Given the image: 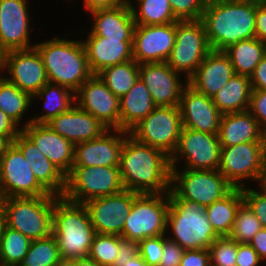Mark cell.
I'll use <instances>...</instances> for the list:
<instances>
[{
	"label": "cell",
	"instance_id": "6da1fadb",
	"mask_svg": "<svg viewBox=\"0 0 266 266\" xmlns=\"http://www.w3.org/2000/svg\"><path fill=\"white\" fill-rule=\"evenodd\" d=\"M119 171L124 188L131 192L163 194L170 191V157L160 149L138 142L129 134L122 147Z\"/></svg>",
	"mask_w": 266,
	"mask_h": 266
},
{
	"label": "cell",
	"instance_id": "7a4b0ae2",
	"mask_svg": "<svg viewBox=\"0 0 266 266\" xmlns=\"http://www.w3.org/2000/svg\"><path fill=\"white\" fill-rule=\"evenodd\" d=\"M257 4L247 0H207L201 20L211 49L224 51L241 40L255 38Z\"/></svg>",
	"mask_w": 266,
	"mask_h": 266
},
{
	"label": "cell",
	"instance_id": "3957f363",
	"mask_svg": "<svg viewBox=\"0 0 266 266\" xmlns=\"http://www.w3.org/2000/svg\"><path fill=\"white\" fill-rule=\"evenodd\" d=\"M45 67L48 82L76 92L93 74L82 41L59 37L34 44Z\"/></svg>",
	"mask_w": 266,
	"mask_h": 266
},
{
	"label": "cell",
	"instance_id": "277c9868",
	"mask_svg": "<svg viewBox=\"0 0 266 266\" xmlns=\"http://www.w3.org/2000/svg\"><path fill=\"white\" fill-rule=\"evenodd\" d=\"M52 234L63 261L88 257L96 231L87 207L59 197L54 202Z\"/></svg>",
	"mask_w": 266,
	"mask_h": 266
},
{
	"label": "cell",
	"instance_id": "5b68a950",
	"mask_svg": "<svg viewBox=\"0 0 266 266\" xmlns=\"http://www.w3.org/2000/svg\"><path fill=\"white\" fill-rule=\"evenodd\" d=\"M168 195L166 225L167 228L171 227L174 234L168 239L178 243L184 250L208 249L220 236L208 220L204 207L180 198L171 188Z\"/></svg>",
	"mask_w": 266,
	"mask_h": 266
},
{
	"label": "cell",
	"instance_id": "8992f818",
	"mask_svg": "<svg viewBox=\"0 0 266 266\" xmlns=\"http://www.w3.org/2000/svg\"><path fill=\"white\" fill-rule=\"evenodd\" d=\"M58 196L10 197L0 199L5 225L31 240L52 234L54 202Z\"/></svg>",
	"mask_w": 266,
	"mask_h": 266
},
{
	"label": "cell",
	"instance_id": "52a82bcc",
	"mask_svg": "<svg viewBox=\"0 0 266 266\" xmlns=\"http://www.w3.org/2000/svg\"><path fill=\"white\" fill-rule=\"evenodd\" d=\"M119 167H72L66 175V186L62 197L66 200L84 204L98 198L123 191Z\"/></svg>",
	"mask_w": 266,
	"mask_h": 266
},
{
	"label": "cell",
	"instance_id": "ba28073f",
	"mask_svg": "<svg viewBox=\"0 0 266 266\" xmlns=\"http://www.w3.org/2000/svg\"><path fill=\"white\" fill-rule=\"evenodd\" d=\"M219 172L234 188H243L244 179H254L265 184L266 181V143L247 142L221 147ZM239 181V182H238Z\"/></svg>",
	"mask_w": 266,
	"mask_h": 266
},
{
	"label": "cell",
	"instance_id": "9c48e42d",
	"mask_svg": "<svg viewBox=\"0 0 266 266\" xmlns=\"http://www.w3.org/2000/svg\"><path fill=\"white\" fill-rule=\"evenodd\" d=\"M168 210V193L139 194L133 200L120 236L130 241H141L145 238L164 235L167 229Z\"/></svg>",
	"mask_w": 266,
	"mask_h": 266
},
{
	"label": "cell",
	"instance_id": "30bf717a",
	"mask_svg": "<svg viewBox=\"0 0 266 266\" xmlns=\"http://www.w3.org/2000/svg\"><path fill=\"white\" fill-rule=\"evenodd\" d=\"M170 184V188L180 198L200 207L211 205L234 189L219 170L184 169L179 172L176 167L171 168Z\"/></svg>",
	"mask_w": 266,
	"mask_h": 266
},
{
	"label": "cell",
	"instance_id": "8fae6325",
	"mask_svg": "<svg viewBox=\"0 0 266 266\" xmlns=\"http://www.w3.org/2000/svg\"><path fill=\"white\" fill-rule=\"evenodd\" d=\"M182 128L179 106H156L129 131V135L170 157L177 147Z\"/></svg>",
	"mask_w": 266,
	"mask_h": 266
},
{
	"label": "cell",
	"instance_id": "7c38bea8",
	"mask_svg": "<svg viewBox=\"0 0 266 266\" xmlns=\"http://www.w3.org/2000/svg\"><path fill=\"white\" fill-rule=\"evenodd\" d=\"M211 50L201 19L177 21L174 46L166 62L175 72L186 73L188 81Z\"/></svg>",
	"mask_w": 266,
	"mask_h": 266
},
{
	"label": "cell",
	"instance_id": "4fadbf2b",
	"mask_svg": "<svg viewBox=\"0 0 266 266\" xmlns=\"http://www.w3.org/2000/svg\"><path fill=\"white\" fill-rule=\"evenodd\" d=\"M28 163L14 143L7 148L0 159V199L55 196L38 183Z\"/></svg>",
	"mask_w": 266,
	"mask_h": 266
},
{
	"label": "cell",
	"instance_id": "5bb4252c",
	"mask_svg": "<svg viewBox=\"0 0 266 266\" xmlns=\"http://www.w3.org/2000/svg\"><path fill=\"white\" fill-rule=\"evenodd\" d=\"M221 145L218 135L183 127L175 151L170 156L171 168L179 158L185 159L186 169L218 170Z\"/></svg>",
	"mask_w": 266,
	"mask_h": 266
},
{
	"label": "cell",
	"instance_id": "9a60e30c",
	"mask_svg": "<svg viewBox=\"0 0 266 266\" xmlns=\"http://www.w3.org/2000/svg\"><path fill=\"white\" fill-rule=\"evenodd\" d=\"M78 98L80 99L77 100ZM75 103L98 119L107 129L111 128V132L120 129V99L98 75H92L75 92Z\"/></svg>",
	"mask_w": 266,
	"mask_h": 266
},
{
	"label": "cell",
	"instance_id": "2e32d148",
	"mask_svg": "<svg viewBox=\"0 0 266 266\" xmlns=\"http://www.w3.org/2000/svg\"><path fill=\"white\" fill-rule=\"evenodd\" d=\"M138 193L127 189L110 196L98 197L84 203L96 234L121 235L126 217Z\"/></svg>",
	"mask_w": 266,
	"mask_h": 266
},
{
	"label": "cell",
	"instance_id": "e0dca14e",
	"mask_svg": "<svg viewBox=\"0 0 266 266\" xmlns=\"http://www.w3.org/2000/svg\"><path fill=\"white\" fill-rule=\"evenodd\" d=\"M176 22L164 25H135L133 59L142 63L166 62L174 46Z\"/></svg>",
	"mask_w": 266,
	"mask_h": 266
},
{
	"label": "cell",
	"instance_id": "ac0fdd59",
	"mask_svg": "<svg viewBox=\"0 0 266 266\" xmlns=\"http://www.w3.org/2000/svg\"><path fill=\"white\" fill-rule=\"evenodd\" d=\"M109 132L110 129L99 138L75 144L72 167H119L122 147L129 132L120 129H115L114 135Z\"/></svg>",
	"mask_w": 266,
	"mask_h": 266
},
{
	"label": "cell",
	"instance_id": "d6986e66",
	"mask_svg": "<svg viewBox=\"0 0 266 266\" xmlns=\"http://www.w3.org/2000/svg\"><path fill=\"white\" fill-rule=\"evenodd\" d=\"M183 127L218 135L222 114L213 99L197 92L186 81L179 104Z\"/></svg>",
	"mask_w": 266,
	"mask_h": 266
},
{
	"label": "cell",
	"instance_id": "ffe728a7",
	"mask_svg": "<svg viewBox=\"0 0 266 266\" xmlns=\"http://www.w3.org/2000/svg\"><path fill=\"white\" fill-rule=\"evenodd\" d=\"M139 77L147 86L156 106H179L186 85L180 82L179 74L167 62L140 64Z\"/></svg>",
	"mask_w": 266,
	"mask_h": 266
},
{
	"label": "cell",
	"instance_id": "44dd1931",
	"mask_svg": "<svg viewBox=\"0 0 266 266\" xmlns=\"http://www.w3.org/2000/svg\"><path fill=\"white\" fill-rule=\"evenodd\" d=\"M6 69L10 76L5 78L31 96L48 82L39 52L34 47L10 50L7 55Z\"/></svg>",
	"mask_w": 266,
	"mask_h": 266
},
{
	"label": "cell",
	"instance_id": "7402d4cb",
	"mask_svg": "<svg viewBox=\"0 0 266 266\" xmlns=\"http://www.w3.org/2000/svg\"><path fill=\"white\" fill-rule=\"evenodd\" d=\"M27 6L26 0H0V44L8 51L34 47Z\"/></svg>",
	"mask_w": 266,
	"mask_h": 266
},
{
	"label": "cell",
	"instance_id": "603a6c76",
	"mask_svg": "<svg viewBox=\"0 0 266 266\" xmlns=\"http://www.w3.org/2000/svg\"><path fill=\"white\" fill-rule=\"evenodd\" d=\"M21 131L65 176L74 162V145L54 132L46 123H30Z\"/></svg>",
	"mask_w": 266,
	"mask_h": 266
},
{
	"label": "cell",
	"instance_id": "cb8c5ba5",
	"mask_svg": "<svg viewBox=\"0 0 266 266\" xmlns=\"http://www.w3.org/2000/svg\"><path fill=\"white\" fill-rule=\"evenodd\" d=\"M46 124L73 145L99 138L108 130L98 119L77 105L60 113Z\"/></svg>",
	"mask_w": 266,
	"mask_h": 266
},
{
	"label": "cell",
	"instance_id": "d4e9b609",
	"mask_svg": "<svg viewBox=\"0 0 266 266\" xmlns=\"http://www.w3.org/2000/svg\"><path fill=\"white\" fill-rule=\"evenodd\" d=\"M132 41L133 39H109L90 32L82 42L91 73L97 75L106 67L133 60Z\"/></svg>",
	"mask_w": 266,
	"mask_h": 266
},
{
	"label": "cell",
	"instance_id": "484cf974",
	"mask_svg": "<svg viewBox=\"0 0 266 266\" xmlns=\"http://www.w3.org/2000/svg\"><path fill=\"white\" fill-rule=\"evenodd\" d=\"M13 143L29 162L38 183L49 194L62 197L66 186V176L37 149L22 131L13 140Z\"/></svg>",
	"mask_w": 266,
	"mask_h": 266
},
{
	"label": "cell",
	"instance_id": "4316f807",
	"mask_svg": "<svg viewBox=\"0 0 266 266\" xmlns=\"http://www.w3.org/2000/svg\"><path fill=\"white\" fill-rule=\"evenodd\" d=\"M234 74L232 63L224 51L211 50L188 84L197 92L212 98Z\"/></svg>",
	"mask_w": 266,
	"mask_h": 266
},
{
	"label": "cell",
	"instance_id": "83f0119b",
	"mask_svg": "<svg viewBox=\"0 0 266 266\" xmlns=\"http://www.w3.org/2000/svg\"><path fill=\"white\" fill-rule=\"evenodd\" d=\"M218 139L221 147H230L247 142H265V134L258 120L246 110L221 116Z\"/></svg>",
	"mask_w": 266,
	"mask_h": 266
},
{
	"label": "cell",
	"instance_id": "f1b7e54d",
	"mask_svg": "<svg viewBox=\"0 0 266 266\" xmlns=\"http://www.w3.org/2000/svg\"><path fill=\"white\" fill-rule=\"evenodd\" d=\"M94 23L91 32L109 39H133L135 21L130 5L97 9L90 12Z\"/></svg>",
	"mask_w": 266,
	"mask_h": 266
},
{
	"label": "cell",
	"instance_id": "f546056e",
	"mask_svg": "<svg viewBox=\"0 0 266 266\" xmlns=\"http://www.w3.org/2000/svg\"><path fill=\"white\" fill-rule=\"evenodd\" d=\"M120 130L129 132L142 121L156 105L142 79L138 77L133 87L120 98Z\"/></svg>",
	"mask_w": 266,
	"mask_h": 266
},
{
	"label": "cell",
	"instance_id": "4dcf8cb0",
	"mask_svg": "<svg viewBox=\"0 0 266 266\" xmlns=\"http://www.w3.org/2000/svg\"><path fill=\"white\" fill-rule=\"evenodd\" d=\"M251 92L250 78L234 74L212 99L222 115L242 112L249 110Z\"/></svg>",
	"mask_w": 266,
	"mask_h": 266
},
{
	"label": "cell",
	"instance_id": "1f68e13d",
	"mask_svg": "<svg viewBox=\"0 0 266 266\" xmlns=\"http://www.w3.org/2000/svg\"><path fill=\"white\" fill-rule=\"evenodd\" d=\"M243 202L242 188H234L224 198L204 207L208 220L220 237L230 235L236 212Z\"/></svg>",
	"mask_w": 266,
	"mask_h": 266
},
{
	"label": "cell",
	"instance_id": "d6a6232c",
	"mask_svg": "<svg viewBox=\"0 0 266 266\" xmlns=\"http://www.w3.org/2000/svg\"><path fill=\"white\" fill-rule=\"evenodd\" d=\"M70 91V92H69ZM44 97L45 113L24 124L23 127L32 123H47L60 113L69 110L75 103V92L70 88L47 82L32 98ZM72 104V105H71Z\"/></svg>",
	"mask_w": 266,
	"mask_h": 266
},
{
	"label": "cell",
	"instance_id": "836d02e7",
	"mask_svg": "<svg viewBox=\"0 0 266 266\" xmlns=\"http://www.w3.org/2000/svg\"><path fill=\"white\" fill-rule=\"evenodd\" d=\"M235 74L250 77L257 64L264 58V43L256 37L241 40L224 50Z\"/></svg>",
	"mask_w": 266,
	"mask_h": 266
},
{
	"label": "cell",
	"instance_id": "e575fe53",
	"mask_svg": "<svg viewBox=\"0 0 266 266\" xmlns=\"http://www.w3.org/2000/svg\"><path fill=\"white\" fill-rule=\"evenodd\" d=\"M106 86L120 99L133 87L139 77V64L133 59L104 68L97 74Z\"/></svg>",
	"mask_w": 266,
	"mask_h": 266
},
{
	"label": "cell",
	"instance_id": "d590c367",
	"mask_svg": "<svg viewBox=\"0 0 266 266\" xmlns=\"http://www.w3.org/2000/svg\"><path fill=\"white\" fill-rule=\"evenodd\" d=\"M137 3L139 10L130 3L135 25H164L179 21L169 0H137Z\"/></svg>",
	"mask_w": 266,
	"mask_h": 266
},
{
	"label": "cell",
	"instance_id": "8d00e7d4",
	"mask_svg": "<svg viewBox=\"0 0 266 266\" xmlns=\"http://www.w3.org/2000/svg\"><path fill=\"white\" fill-rule=\"evenodd\" d=\"M32 99L30 94L20 90L5 77L0 79V109L17 125L31 106Z\"/></svg>",
	"mask_w": 266,
	"mask_h": 266
},
{
	"label": "cell",
	"instance_id": "74e56055",
	"mask_svg": "<svg viewBox=\"0 0 266 266\" xmlns=\"http://www.w3.org/2000/svg\"><path fill=\"white\" fill-rule=\"evenodd\" d=\"M32 240L4 225L0 237V266H18Z\"/></svg>",
	"mask_w": 266,
	"mask_h": 266
},
{
	"label": "cell",
	"instance_id": "f35d334b",
	"mask_svg": "<svg viewBox=\"0 0 266 266\" xmlns=\"http://www.w3.org/2000/svg\"><path fill=\"white\" fill-rule=\"evenodd\" d=\"M63 260L53 234L32 240L27 254L18 266H56Z\"/></svg>",
	"mask_w": 266,
	"mask_h": 266
},
{
	"label": "cell",
	"instance_id": "ab89813d",
	"mask_svg": "<svg viewBox=\"0 0 266 266\" xmlns=\"http://www.w3.org/2000/svg\"><path fill=\"white\" fill-rule=\"evenodd\" d=\"M262 228L254 212L243 202L236 212L234 225L229 237L237 243H249L253 236Z\"/></svg>",
	"mask_w": 266,
	"mask_h": 266
},
{
	"label": "cell",
	"instance_id": "60d3db41",
	"mask_svg": "<svg viewBox=\"0 0 266 266\" xmlns=\"http://www.w3.org/2000/svg\"><path fill=\"white\" fill-rule=\"evenodd\" d=\"M121 238L114 234H96L88 257L102 266H114L118 255V241Z\"/></svg>",
	"mask_w": 266,
	"mask_h": 266
},
{
	"label": "cell",
	"instance_id": "b9f144b4",
	"mask_svg": "<svg viewBox=\"0 0 266 266\" xmlns=\"http://www.w3.org/2000/svg\"><path fill=\"white\" fill-rule=\"evenodd\" d=\"M208 250L211 264L215 266H236L237 242L229 236L214 240Z\"/></svg>",
	"mask_w": 266,
	"mask_h": 266
},
{
	"label": "cell",
	"instance_id": "7bdbcfd3",
	"mask_svg": "<svg viewBox=\"0 0 266 266\" xmlns=\"http://www.w3.org/2000/svg\"><path fill=\"white\" fill-rule=\"evenodd\" d=\"M174 16L179 21L202 19L207 0H169Z\"/></svg>",
	"mask_w": 266,
	"mask_h": 266
},
{
	"label": "cell",
	"instance_id": "ee69618b",
	"mask_svg": "<svg viewBox=\"0 0 266 266\" xmlns=\"http://www.w3.org/2000/svg\"><path fill=\"white\" fill-rule=\"evenodd\" d=\"M261 192L249 189L246 186L242 188L244 202L254 212L263 228H266V185H261Z\"/></svg>",
	"mask_w": 266,
	"mask_h": 266
},
{
	"label": "cell",
	"instance_id": "f6af8a7d",
	"mask_svg": "<svg viewBox=\"0 0 266 266\" xmlns=\"http://www.w3.org/2000/svg\"><path fill=\"white\" fill-rule=\"evenodd\" d=\"M140 256L149 266H159L164 249V235L139 241Z\"/></svg>",
	"mask_w": 266,
	"mask_h": 266
},
{
	"label": "cell",
	"instance_id": "bcb514c9",
	"mask_svg": "<svg viewBox=\"0 0 266 266\" xmlns=\"http://www.w3.org/2000/svg\"><path fill=\"white\" fill-rule=\"evenodd\" d=\"M249 111L266 134V90H252Z\"/></svg>",
	"mask_w": 266,
	"mask_h": 266
},
{
	"label": "cell",
	"instance_id": "7dc6e473",
	"mask_svg": "<svg viewBox=\"0 0 266 266\" xmlns=\"http://www.w3.org/2000/svg\"><path fill=\"white\" fill-rule=\"evenodd\" d=\"M164 234V249L159 266H180L184 249L176 242L166 238Z\"/></svg>",
	"mask_w": 266,
	"mask_h": 266
},
{
	"label": "cell",
	"instance_id": "c3c4849f",
	"mask_svg": "<svg viewBox=\"0 0 266 266\" xmlns=\"http://www.w3.org/2000/svg\"><path fill=\"white\" fill-rule=\"evenodd\" d=\"M114 266H124L126 261L140 255L139 241H130L121 238L118 241V253Z\"/></svg>",
	"mask_w": 266,
	"mask_h": 266
},
{
	"label": "cell",
	"instance_id": "681fc988",
	"mask_svg": "<svg viewBox=\"0 0 266 266\" xmlns=\"http://www.w3.org/2000/svg\"><path fill=\"white\" fill-rule=\"evenodd\" d=\"M261 261L249 243H237L236 266H259Z\"/></svg>",
	"mask_w": 266,
	"mask_h": 266
},
{
	"label": "cell",
	"instance_id": "f907efd6",
	"mask_svg": "<svg viewBox=\"0 0 266 266\" xmlns=\"http://www.w3.org/2000/svg\"><path fill=\"white\" fill-rule=\"evenodd\" d=\"M210 263L208 249L185 250L180 266H207Z\"/></svg>",
	"mask_w": 266,
	"mask_h": 266
},
{
	"label": "cell",
	"instance_id": "816d5d0a",
	"mask_svg": "<svg viewBox=\"0 0 266 266\" xmlns=\"http://www.w3.org/2000/svg\"><path fill=\"white\" fill-rule=\"evenodd\" d=\"M255 37L266 42V2H258L256 7Z\"/></svg>",
	"mask_w": 266,
	"mask_h": 266
},
{
	"label": "cell",
	"instance_id": "f5cc1de1",
	"mask_svg": "<svg viewBox=\"0 0 266 266\" xmlns=\"http://www.w3.org/2000/svg\"><path fill=\"white\" fill-rule=\"evenodd\" d=\"M21 128L0 109V136L8 138L12 143Z\"/></svg>",
	"mask_w": 266,
	"mask_h": 266
},
{
	"label": "cell",
	"instance_id": "db71d44e",
	"mask_svg": "<svg viewBox=\"0 0 266 266\" xmlns=\"http://www.w3.org/2000/svg\"><path fill=\"white\" fill-rule=\"evenodd\" d=\"M252 90H266V57L257 64L249 77Z\"/></svg>",
	"mask_w": 266,
	"mask_h": 266
},
{
	"label": "cell",
	"instance_id": "11a10c76",
	"mask_svg": "<svg viewBox=\"0 0 266 266\" xmlns=\"http://www.w3.org/2000/svg\"><path fill=\"white\" fill-rule=\"evenodd\" d=\"M85 8L90 12L97 9L115 8L124 4L130 5V0H85Z\"/></svg>",
	"mask_w": 266,
	"mask_h": 266
},
{
	"label": "cell",
	"instance_id": "9f6ffc18",
	"mask_svg": "<svg viewBox=\"0 0 266 266\" xmlns=\"http://www.w3.org/2000/svg\"><path fill=\"white\" fill-rule=\"evenodd\" d=\"M252 248L258 253L259 258L266 260V228L258 231L249 242Z\"/></svg>",
	"mask_w": 266,
	"mask_h": 266
},
{
	"label": "cell",
	"instance_id": "6f0895ef",
	"mask_svg": "<svg viewBox=\"0 0 266 266\" xmlns=\"http://www.w3.org/2000/svg\"><path fill=\"white\" fill-rule=\"evenodd\" d=\"M71 266H102L89 257L71 260Z\"/></svg>",
	"mask_w": 266,
	"mask_h": 266
},
{
	"label": "cell",
	"instance_id": "680465c9",
	"mask_svg": "<svg viewBox=\"0 0 266 266\" xmlns=\"http://www.w3.org/2000/svg\"><path fill=\"white\" fill-rule=\"evenodd\" d=\"M8 50L0 44V70L3 71L7 70L6 65H7V55H8ZM1 73V72H0ZM0 79H3V76L0 75Z\"/></svg>",
	"mask_w": 266,
	"mask_h": 266
},
{
	"label": "cell",
	"instance_id": "91938a15",
	"mask_svg": "<svg viewBox=\"0 0 266 266\" xmlns=\"http://www.w3.org/2000/svg\"><path fill=\"white\" fill-rule=\"evenodd\" d=\"M124 266H149L144 259L140 256H134L130 260L126 261Z\"/></svg>",
	"mask_w": 266,
	"mask_h": 266
},
{
	"label": "cell",
	"instance_id": "94428289",
	"mask_svg": "<svg viewBox=\"0 0 266 266\" xmlns=\"http://www.w3.org/2000/svg\"><path fill=\"white\" fill-rule=\"evenodd\" d=\"M11 144H12V142L8 138L0 136V159L5 154L7 148Z\"/></svg>",
	"mask_w": 266,
	"mask_h": 266
},
{
	"label": "cell",
	"instance_id": "6125c7cd",
	"mask_svg": "<svg viewBox=\"0 0 266 266\" xmlns=\"http://www.w3.org/2000/svg\"><path fill=\"white\" fill-rule=\"evenodd\" d=\"M4 225H5V216H4L3 208L0 204V237H1L2 229Z\"/></svg>",
	"mask_w": 266,
	"mask_h": 266
},
{
	"label": "cell",
	"instance_id": "be15d7a7",
	"mask_svg": "<svg viewBox=\"0 0 266 266\" xmlns=\"http://www.w3.org/2000/svg\"><path fill=\"white\" fill-rule=\"evenodd\" d=\"M56 266H71V260H69V261H62L61 263H59Z\"/></svg>",
	"mask_w": 266,
	"mask_h": 266
},
{
	"label": "cell",
	"instance_id": "e7e4bbea",
	"mask_svg": "<svg viewBox=\"0 0 266 266\" xmlns=\"http://www.w3.org/2000/svg\"><path fill=\"white\" fill-rule=\"evenodd\" d=\"M247 1L266 2V0H247Z\"/></svg>",
	"mask_w": 266,
	"mask_h": 266
},
{
	"label": "cell",
	"instance_id": "03108f58",
	"mask_svg": "<svg viewBox=\"0 0 266 266\" xmlns=\"http://www.w3.org/2000/svg\"><path fill=\"white\" fill-rule=\"evenodd\" d=\"M264 52H265V57H266V42L264 43Z\"/></svg>",
	"mask_w": 266,
	"mask_h": 266
}]
</instances>
